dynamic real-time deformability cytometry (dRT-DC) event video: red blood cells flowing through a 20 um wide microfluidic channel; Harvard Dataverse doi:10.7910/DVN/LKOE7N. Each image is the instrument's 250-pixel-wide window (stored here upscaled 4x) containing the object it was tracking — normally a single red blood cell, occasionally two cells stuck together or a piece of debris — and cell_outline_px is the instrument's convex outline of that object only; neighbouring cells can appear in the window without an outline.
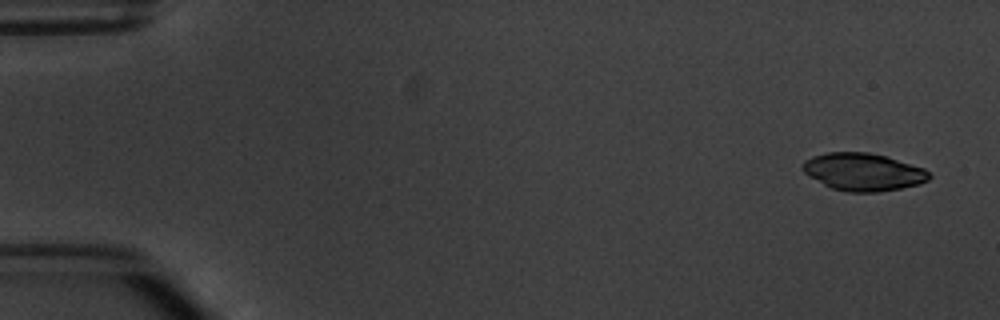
{"species": "common noctule bat (a hibernating species)", "species_latin": "Nyctalus noctula", "temperature_condition": "warm", "stored_images_in_passage": 6, "camera_frame_rate_fps": 3000, "um_per_image_px": 0.085, "animal": {"sex": "male", "body_mass_g": 20.1, "forearm_length_mm": 53.5}, "frame": {"image": 1, "passage_image": 1, "time_ms": 0.0, "image_size_px": [1000, 320], "cell_outline_px": [[932, 176], [928, 180], [920, 184], [900, 188], [876, 192], [848, 192], [832, 188], [808, 176], [800, 168], [804, 160], [812, 156], [828, 152], [868, 152], [888, 156], [924, 168]], "centroid_in_image_um": [73.36, 14.6], "position_along_channel_um": 11.6, "area_um2": 27.86}}